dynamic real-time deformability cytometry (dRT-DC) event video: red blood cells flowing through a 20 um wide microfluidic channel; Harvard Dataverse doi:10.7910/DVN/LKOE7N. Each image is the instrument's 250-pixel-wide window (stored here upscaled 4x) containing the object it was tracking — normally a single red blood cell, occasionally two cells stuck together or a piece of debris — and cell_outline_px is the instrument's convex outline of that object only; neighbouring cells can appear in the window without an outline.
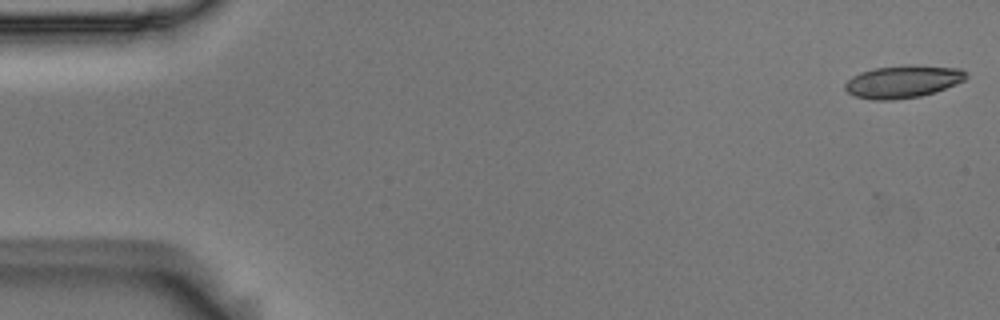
{"species": "Egyptian fruit bat (a non-hibernating species)", "species_latin": "Rousettus aegyptiacus", "temperature_condition": "room temperature", "stored_images_in_passage": 6, "camera_frame_rate_fps": 3000, "um_per_image_px": 0.085, "animal": {"sex": "male"}, "frame": {"image": 1, "passage_image": 1, "time_ms": 0.0, "image_size_px": [1000, 320], "cell_outline_px": [[968, 76], [964, 80], [956, 84], [920, 96], [892, 100], [872, 100], [856, 96], [848, 92], [844, 88], [844, 84], [852, 76], [860, 72], [876, 68], [904, 64], [916, 64], [960, 68], [968, 72]], "centroid_in_image_um": [76.75, 6.91], "position_along_channel_um": 8.2, "area_um2": 23.12}}